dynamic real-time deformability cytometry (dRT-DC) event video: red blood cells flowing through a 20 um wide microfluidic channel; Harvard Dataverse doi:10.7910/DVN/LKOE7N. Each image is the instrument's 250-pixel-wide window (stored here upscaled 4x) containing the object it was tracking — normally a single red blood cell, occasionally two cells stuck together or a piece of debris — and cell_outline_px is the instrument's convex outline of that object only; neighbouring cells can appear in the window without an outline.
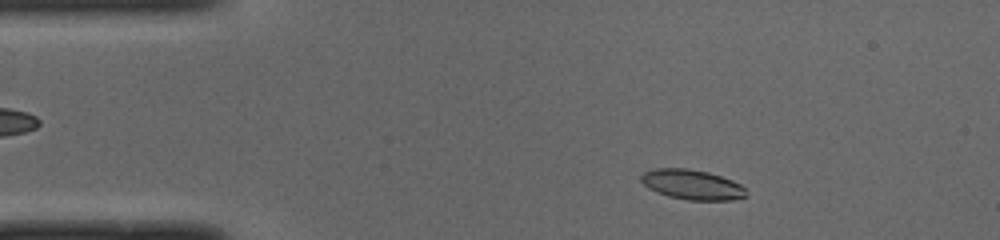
{"species": "common noctule bat (a hibernating species)", "species_latin": "Nyctalus noctula", "temperature_condition": "cold", "stored_images_in_passage": 47, "camera_frame_rate_fps": 3000, "um_per_image_px": 0.085, "animal": {"sex": "male", "body_mass_g": 19.0, "forearm_length_mm": 50.8}, "frame": {"image": 1, "passage_image": 5, "time_ms": 1.333, "image_size_px": [1000, 240], "cell_outline_px": [[748, 196], [732, 200], [688, 200], [668, 196], [656, 192], [648, 188], [640, 180], [640, 176], [644, 172], [652, 168], [688, 168], [708, 172], [732, 180], [740, 184], [744, 188]], "centroid_in_image_um": [58.81, 15.69], "position_along_channel_um": 26.2, "area_um2": 18.44}}
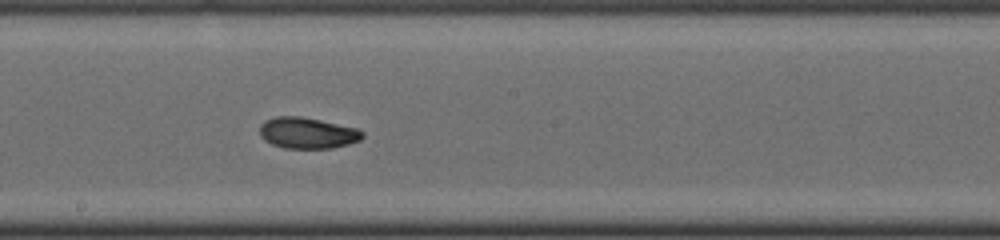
{"frame": {"image": 2, "passage_image": 24, "time_ms": 7.667, "image_size_px": [1000, 240], "cell_outline_px": [[364, 136], [360, 140], [348, 144], [332, 148], [284, 148], [272, 144], [264, 140], [260, 136], [260, 124], [264, 120], [276, 116], [300, 116], [360, 128], [364, 132]], "centroid_in_image_um": [26.14, 11.29], "position_along_channel_um": 222.1, "area_um2": 18.84}}
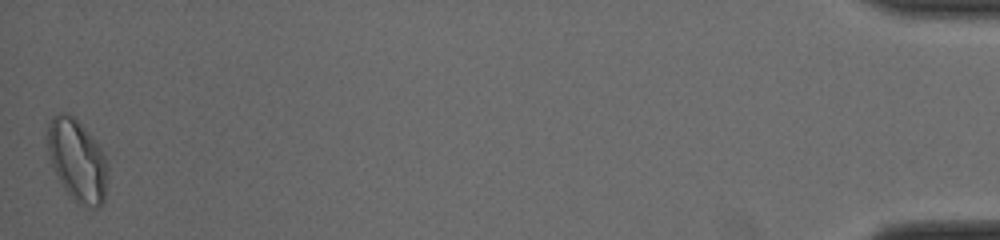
{"frame": {"image": 3, "passage_image": 47, "time_ms": 15.333, "image_size_px": [1000, 240], "cell_outline_px": [[108, 164], [104, 200], [100, 208], [92, 212], [72, 200], [64, 188], [52, 164], [48, 152], [48, 124], [52, 116], [60, 112], [68, 112], [100, 144]], "centroid_in_image_um": [6.6, 13.68], "position_along_channel_um": 428.6, "area_um2": 29.07}, "authors_computed_cell_mechanics": {"area_um2": 18.7272, "velocity_mm_per_s": 3.9657, "shape_relaxation_time_tau1_ms": 6.7798, "shape_relaxation_time_tau2_ms": 2.9414, "deformation_change_tau1": 0.1699, "deformation_change_tau2": 0.0735}}